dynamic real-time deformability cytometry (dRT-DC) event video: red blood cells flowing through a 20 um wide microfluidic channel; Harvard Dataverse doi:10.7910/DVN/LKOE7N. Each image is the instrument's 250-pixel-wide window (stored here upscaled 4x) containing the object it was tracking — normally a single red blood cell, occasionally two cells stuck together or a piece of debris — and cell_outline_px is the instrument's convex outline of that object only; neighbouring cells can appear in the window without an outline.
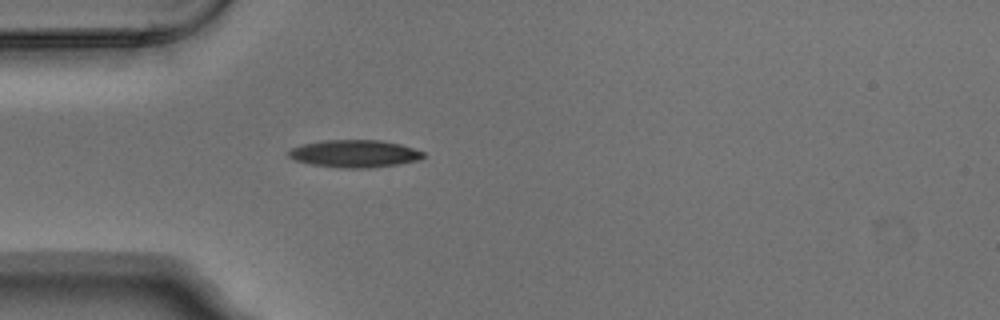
{"species": "Egyptian fruit bat (a non-hibernating species)", "species_latin": "Rousettus aegyptiacus", "temperature_condition": "warm", "stored_images_in_passage": 6, "camera_frame_rate_fps": 3000, "um_per_image_px": 0.085, "animal": {"sex": "male"}, "frame": {"image": 1, "passage_image": 6, "time_ms": 1.667, "image_size_px": [1000, 320], "cell_outline_px": [[424, 156], [420, 160], [372, 168], [340, 168], [308, 164], [296, 160], [288, 156], [288, 152], [292, 148], [304, 144], [320, 140], [380, 140], [400, 144], [424, 152]], "centroid_in_image_um": [30.13, 13.06], "position_along_channel_um": 54.9, "area_um2": 21.56}}